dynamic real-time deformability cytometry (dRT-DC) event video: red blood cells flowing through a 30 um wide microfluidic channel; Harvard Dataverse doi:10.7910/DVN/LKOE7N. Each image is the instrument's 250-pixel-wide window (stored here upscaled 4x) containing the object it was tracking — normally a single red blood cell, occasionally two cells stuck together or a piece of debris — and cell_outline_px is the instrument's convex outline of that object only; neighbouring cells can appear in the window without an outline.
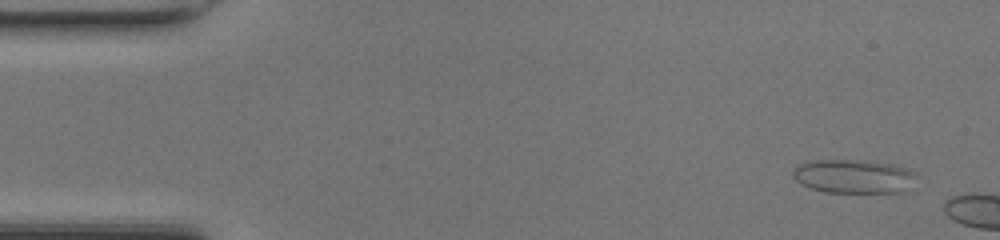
{"species": "common noctule bat (a hibernating species)", "species_latin": "Nyctalus noctula", "temperature_condition": "room temperature", "stored_images_in_passage": 6, "camera_frame_rate_fps": 3000, "um_per_image_px": 0.085, "animal": {"sex": "female", "body_mass_g": 17.0, "forearm_length_mm": 48.0}, "frame": {"image": 1, "passage_image": 3, "time_ms": 0.667, "image_size_px": [1000, 240], "cell_outline_px": [[920, 176], [904, 192], [824, 192], [800, 184], [792, 176], [792, 168], [800, 164], [812, 160], [864, 160], [892, 164], [908, 168], [916, 172]], "centroid_in_image_um": [72.59, 14.98], "position_along_channel_um": 12.4, "area_um2": 24.68}}